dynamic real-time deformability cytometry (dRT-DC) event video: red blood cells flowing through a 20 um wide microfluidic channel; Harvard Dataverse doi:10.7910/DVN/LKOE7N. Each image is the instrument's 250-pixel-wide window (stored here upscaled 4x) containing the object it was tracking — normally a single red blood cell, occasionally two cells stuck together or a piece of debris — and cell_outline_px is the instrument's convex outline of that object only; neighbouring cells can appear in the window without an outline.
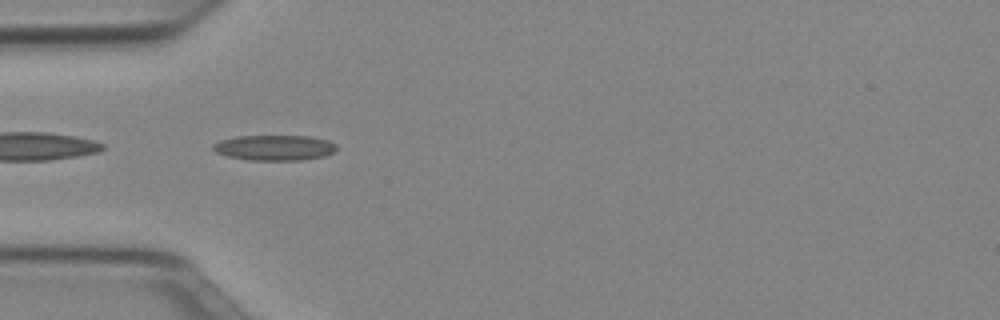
{"species": "Egyptian fruit bat (a non-hibernating species)", "species_latin": "Rousettus aegyptiacus", "temperature_condition": "cold", "stored_images_in_passage": 36, "camera_frame_rate_fps": 3000, "um_per_image_px": 0.085, "animal": {"sex": "female"}, "frame": {"image": 1, "passage_image": 1, "time_ms": 0.0, "image_size_px": [1000, 320], "cell_outline_px": [[336, 148], [332, 152], [324, 156], [300, 160], [248, 160], [228, 156], [216, 152], [212, 148], [212, 144], [220, 140], [236, 136], [312, 136], [328, 140], [336, 144]], "centroid_in_image_um": [23.31, 12.55], "position_along_channel_um": 61.7, "area_um2": 18.26}}
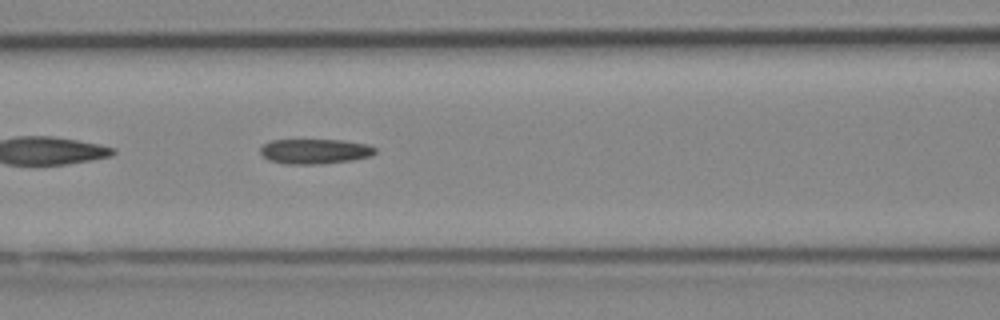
{"frame": {"image": 2, "passage_image": 7, "time_ms": 2.0, "image_size_px": [1000, 320], "cell_outline_px": [[376, 152], [372, 156], [352, 160], [320, 164], [284, 164], [268, 160], [260, 152], [260, 148], [264, 144], [272, 140], [344, 140], [368, 144], [376, 148]], "centroid_in_image_um": [26.79, 12.86], "position_along_channel_um": 139.8, "area_um2": 16.82}}
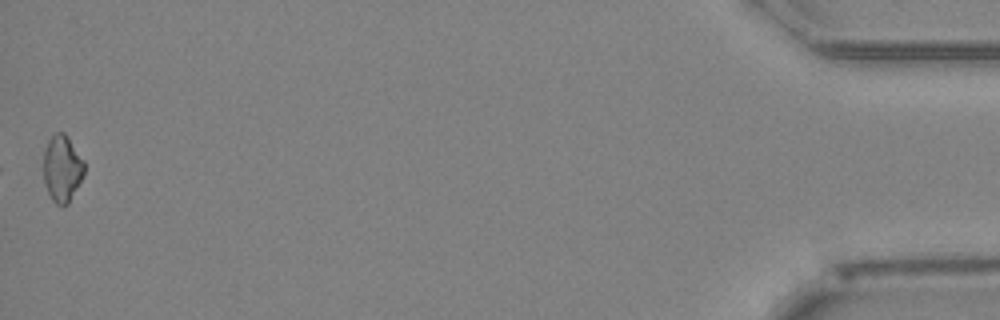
{"frame": {"image": 3, "passage_image": 36, "time_ms": 11.667, "image_size_px": [1000, 320], "cell_outline_px": [[84, 176], [68, 204], [64, 208], [56, 204], [52, 200], [44, 184], [44, 148], [48, 140], [56, 132], [64, 132], [84, 160]], "centroid_in_image_um": [5.28, 14.35], "position_along_channel_um": 429.9, "area_um2": 16.01}, "authors_computed_cell_mechanics": {"area_um2": 16.762, "velocity_mm_per_s": 3.9828, "shape_relaxation_time_tau1_ms": null, "shape_relaxation_time_tau2_ms": 10.8337, "deformation_change_tau1": null, "deformation_change_tau2": 0.2269}}